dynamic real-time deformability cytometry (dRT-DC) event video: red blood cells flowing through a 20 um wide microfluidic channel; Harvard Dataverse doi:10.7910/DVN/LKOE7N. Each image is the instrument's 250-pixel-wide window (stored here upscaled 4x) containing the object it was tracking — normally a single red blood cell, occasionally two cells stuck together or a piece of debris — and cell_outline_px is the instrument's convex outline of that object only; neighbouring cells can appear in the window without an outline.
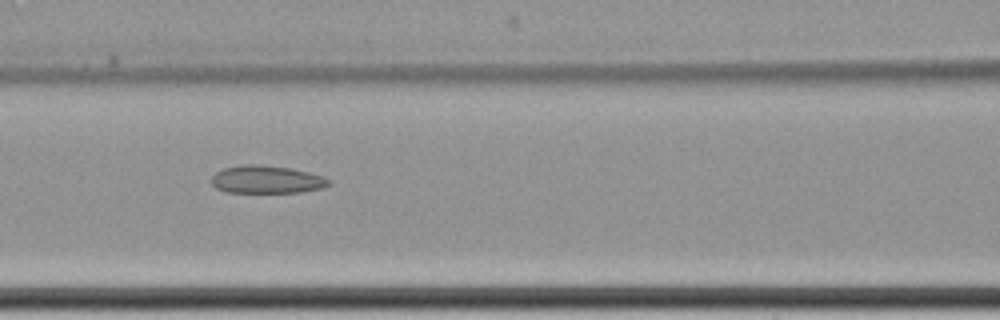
{"species": "common noctule bat (a hibernating species)", "species_latin": "Nyctalus noctula", "temperature_condition": "cold", "stored_images_in_passage": 4, "camera_frame_rate_fps": 3000, "um_per_image_px": 0.085, "animal": {"sex": "female", "body_mass_g": 22.7, "forearm_length_mm": 54.2}, "frame": {"image": 1, "passage_image": 3, "time_ms": 2.333, "image_size_px": [1000, 320], "cell_outline_px": [[332, 180], [324, 188], [300, 192], [228, 192], [216, 188], [212, 184], [212, 176], [216, 172], [224, 168], [240, 164], [256, 164], [292, 168], [324, 176]], "centroid_in_image_um": [22.68, 15.25], "position_along_channel_um": 143.9, "area_um2": 19.07}}
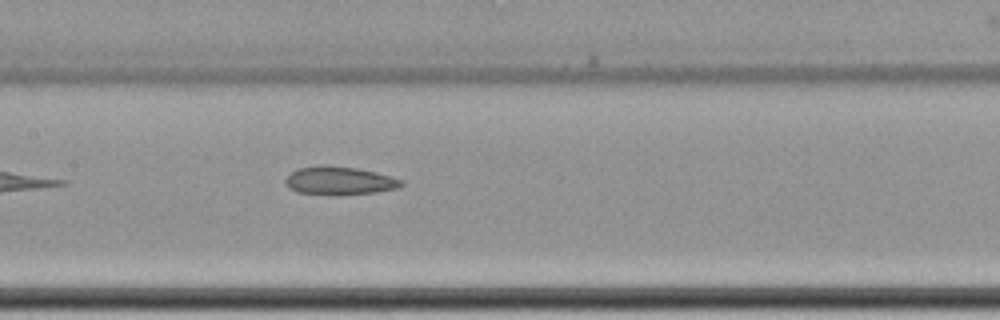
{"frame": {"image": 2, "passage_image": 4, "time_ms": 3.333, "image_size_px": [1000, 320], "cell_outline_px": [[404, 184], [396, 188], [376, 192], [340, 196], [332, 196], [296, 192], [288, 188], [284, 180], [292, 172], [300, 168], [316, 164], [328, 164], [356, 168], [392, 176], [404, 180]], "centroid_in_image_um": [28.83, 15.37], "position_along_channel_um": 178.6, "area_um2": 19.59}}